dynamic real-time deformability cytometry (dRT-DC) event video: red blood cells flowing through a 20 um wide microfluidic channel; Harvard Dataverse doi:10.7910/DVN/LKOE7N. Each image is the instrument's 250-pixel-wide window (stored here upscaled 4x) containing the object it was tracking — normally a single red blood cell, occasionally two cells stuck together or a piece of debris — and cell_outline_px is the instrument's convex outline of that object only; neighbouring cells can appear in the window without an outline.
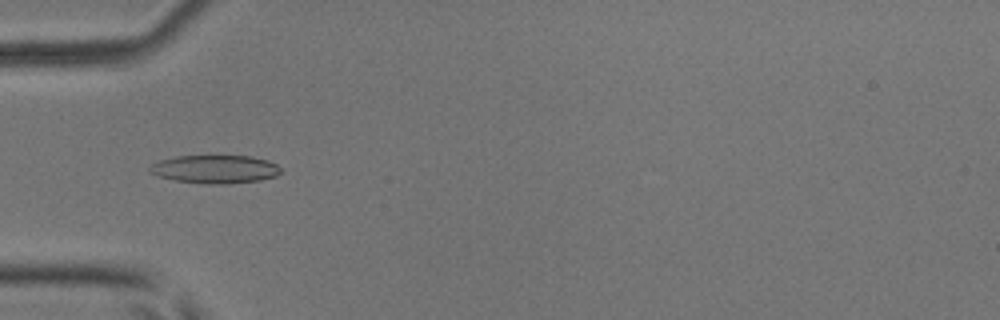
{"species": "common noctule bat (a hibernating species)", "species_latin": "Nyctalus noctula", "temperature_condition": "room temperature", "stored_images_in_passage": 2, "camera_frame_rate_fps": 3000, "um_per_image_px": 0.085, "animal": {"sex": "male", "body_mass_g": 17.9, "forearm_length_mm": 54.2}, "frame": {"image": 1, "passage_image": 1, "time_ms": 0.0, "image_size_px": [1000, 320], "cell_outline_px": [[280, 172], [276, 176], [260, 180], [228, 184], [208, 184], [176, 180], [160, 176], [148, 172], [148, 168], [152, 164], [160, 160], [176, 156], [252, 156], [268, 160], [276, 164], [280, 168]], "centroid_in_image_um": [18.29, 14.38], "position_along_channel_um": 66.7, "area_um2": 21.5}}
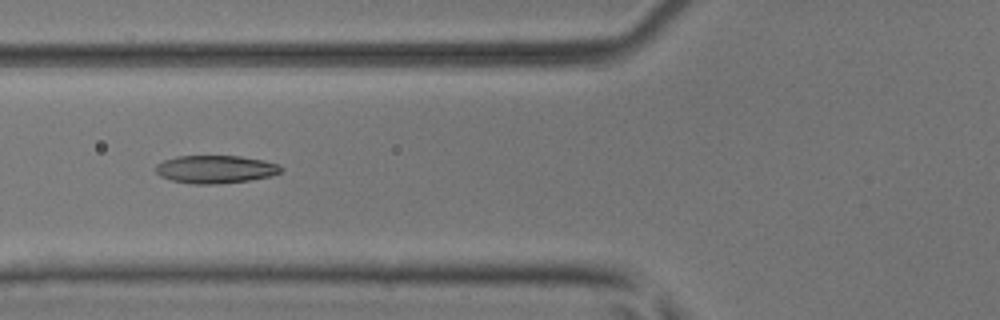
{"frame": {"image": 2, "passage_image": 2, "time_ms": 0.333, "image_size_px": [1000, 320], "cell_outline_px": [[284, 168], [280, 172], [272, 176], [252, 180], [216, 184], [192, 184], [172, 180], [160, 176], [156, 172], [156, 164], [164, 160], [176, 156], [240, 156], [264, 160], [276, 164]], "centroid_in_image_um": [18.32, 14.39], "position_along_channel_um": 107.5, "area_um2": 20.46}}